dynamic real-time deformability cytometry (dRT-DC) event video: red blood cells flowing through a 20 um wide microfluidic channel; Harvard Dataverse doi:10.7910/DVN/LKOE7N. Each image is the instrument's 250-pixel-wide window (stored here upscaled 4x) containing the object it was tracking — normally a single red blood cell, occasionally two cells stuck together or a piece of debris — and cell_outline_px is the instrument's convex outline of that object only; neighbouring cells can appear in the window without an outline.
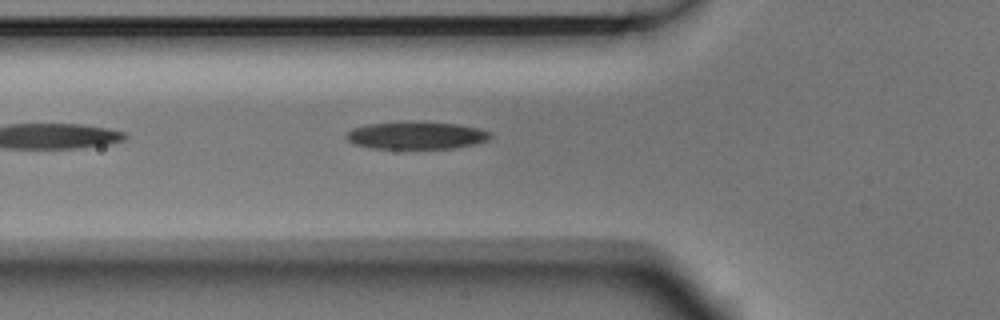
{"species": "Egyptian fruit bat (a non-hibernating species)", "species_latin": "Rousettus aegyptiacus", "temperature_condition": "room temperature", "stored_images_in_passage": 2, "camera_frame_rate_fps": 3000, "um_per_image_px": 0.085, "animal": {"sex": "male"}, "frame": {"image": 1, "passage_image": 2, "time_ms": 0.333, "image_size_px": [1000, 320], "cell_outline_px": [[492, 136], [488, 140], [472, 144], [452, 148], [368, 148], [352, 144], [344, 136], [352, 128], [368, 124], [460, 124], [480, 128], [492, 132]], "centroid_in_image_um": [35.39, 11.55], "position_along_channel_um": 90.4, "area_um2": 22.2}}